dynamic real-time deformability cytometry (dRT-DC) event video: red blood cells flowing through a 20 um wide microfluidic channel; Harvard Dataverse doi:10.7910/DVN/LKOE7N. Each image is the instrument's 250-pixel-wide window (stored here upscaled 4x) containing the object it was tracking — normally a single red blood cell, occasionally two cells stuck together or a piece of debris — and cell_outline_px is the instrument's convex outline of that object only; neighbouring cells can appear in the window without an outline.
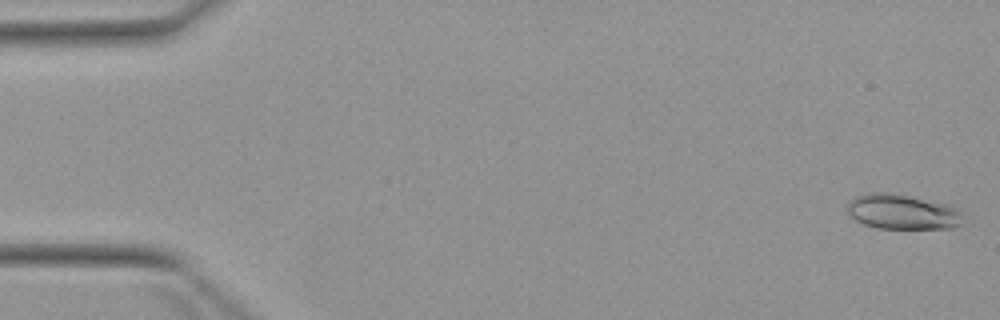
{"species": "Egyptian fruit bat (a non-hibernating species)", "species_latin": "Rousettus aegyptiacus", "temperature_condition": "warm", "stored_images_in_passage": 5, "camera_frame_rate_fps": 3000, "um_per_image_px": 0.085, "animal": {"sex": "female"}, "frame": {"image": 1, "passage_image": 1, "time_ms": 0.0, "image_size_px": [1000, 320], "cell_outline_px": [[960, 224], [952, 228], [876, 228], [864, 224], [856, 220], [848, 212], [848, 200], [856, 196], [868, 192], [888, 192], [952, 204], [960, 212]], "centroid_in_image_um": [76.68, 17.99], "position_along_channel_um": 8.3, "area_um2": 23.58}}
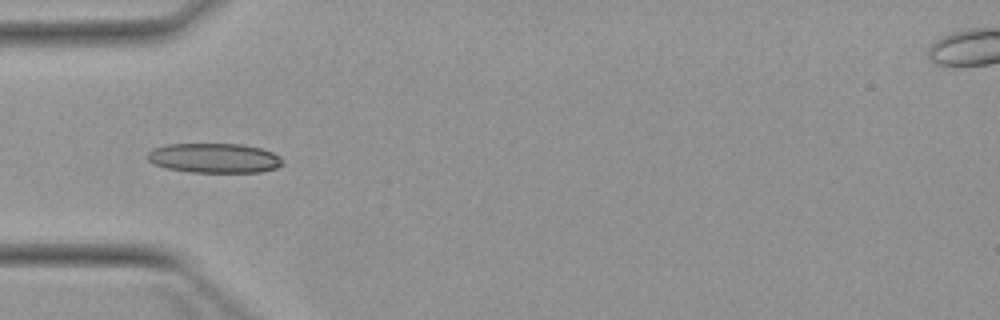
{"frame": {"image": 2, "passage_image": 5, "time_ms": 5.0, "image_size_px": [1000, 320], "cell_outline_px": [[284, 164], [276, 168], [260, 172], [192, 172], [164, 168], [152, 164], [144, 156], [152, 148], [168, 144], [244, 144], [260, 148], [272, 152], [280, 156], [284, 160]], "centroid_in_image_um": [18.19, 13.43], "position_along_channel_um": 66.8, "area_um2": 23.7}}